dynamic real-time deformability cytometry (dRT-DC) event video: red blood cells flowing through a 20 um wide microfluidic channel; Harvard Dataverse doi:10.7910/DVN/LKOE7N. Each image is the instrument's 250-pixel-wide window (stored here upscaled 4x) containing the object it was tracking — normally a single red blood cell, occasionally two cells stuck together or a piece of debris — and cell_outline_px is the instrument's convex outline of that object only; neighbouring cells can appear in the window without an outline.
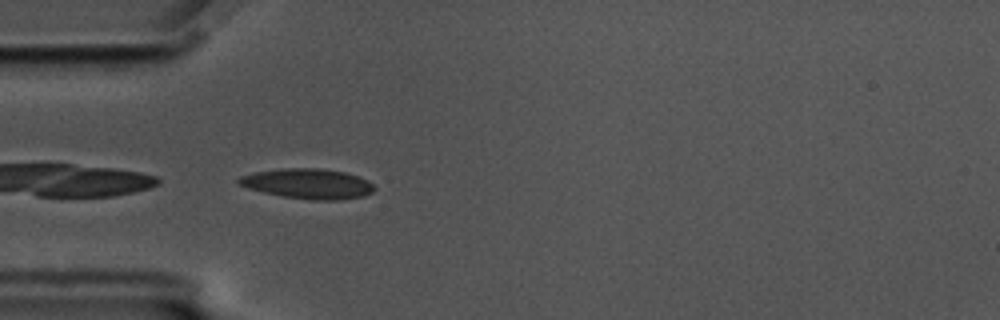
{"species": "common noctule bat (a hibernating species)", "species_latin": "Nyctalus noctula", "temperature_condition": "cold", "stored_images_in_passage": 41, "camera_frame_rate_fps": 3000, "um_per_image_px": 0.085, "animal": {"sex": "male", "body_mass_g": 17.5, "forearm_length_mm": 52.3}, "frame": {"image": 1, "passage_image": 1, "time_ms": 0.0, "image_size_px": [1000, 320], "cell_outline_px": [[376, 188], [372, 192], [364, 196], [336, 200], [312, 200], [284, 196], [264, 192], [248, 188], [240, 184], [236, 180], [240, 176], [256, 172], [284, 168], [320, 168], [344, 172], [360, 176], [368, 180]], "centroid_in_image_um": [26.21, 15.61], "position_along_channel_um": 58.8, "area_um2": 23.64}}
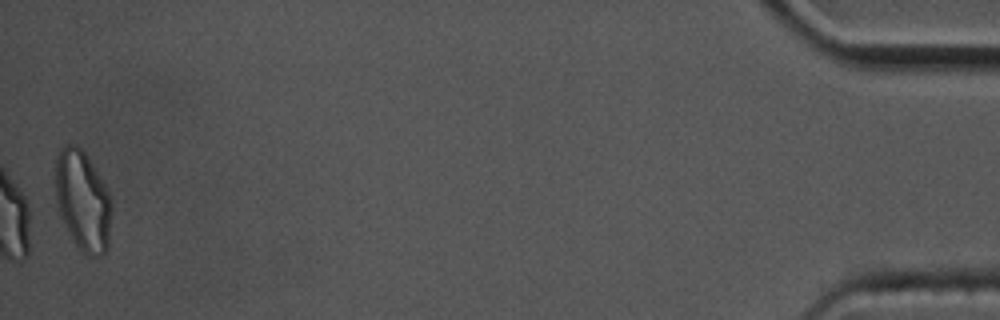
{"frame": {"image": 2, "passage_image": 41, "time_ms": 13.333, "image_size_px": [1000, 320], "cell_outline_px": [[112, 208], [108, 248], [100, 256], [88, 256], [80, 252], [76, 248], [60, 216], [56, 204], [56, 156], [60, 148], [64, 144], [76, 144], [84, 152], [92, 164], [104, 184], [108, 192], [112, 204]], "centroid_in_image_um": [7.03, 17.1], "position_along_channel_um": 428.2, "area_um2": 33.12}, "authors_computed_cell_mechanics": {"area_um2": 22.7154, "velocity_mm_per_s": 3.4979, "shape_relaxation_time_tau1_ms": 5.6366, "shape_relaxation_time_tau2_ms": 2.5547, "deformation_change_tau1": 0.1349, "deformation_change_tau2": 0.1018}}